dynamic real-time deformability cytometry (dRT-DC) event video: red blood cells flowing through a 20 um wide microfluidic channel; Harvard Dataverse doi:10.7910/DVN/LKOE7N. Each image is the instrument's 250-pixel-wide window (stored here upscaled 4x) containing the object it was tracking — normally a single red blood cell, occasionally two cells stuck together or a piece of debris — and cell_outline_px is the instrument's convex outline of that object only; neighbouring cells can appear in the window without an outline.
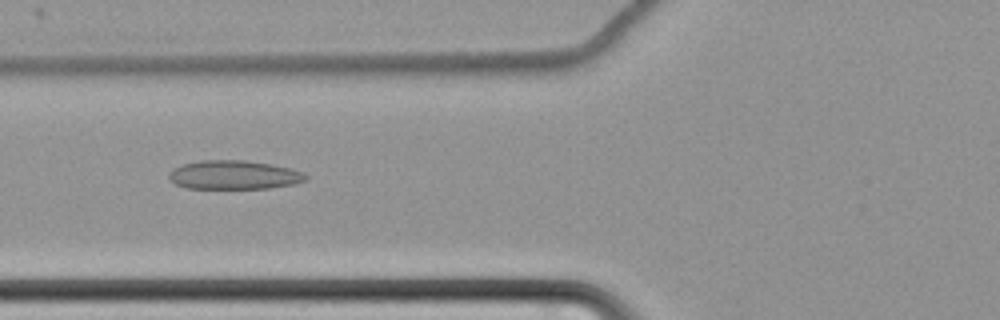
{"species": "common noctule bat (a hibernating species)", "species_latin": "Nyctalus noctula", "temperature_condition": "cold", "stored_images_in_passage": 63, "camera_frame_rate_fps": 3000, "um_per_image_px": 0.085, "animal": {"sex": "female", "body_mass_g": 22.7, "forearm_length_mm": 54.2}, "frame": {"image": 1, "passage_image": 27, "time_ms": 8.667, "image_size_px": [1000, 320], "cell_outline_px": [[308, 176], [304, 180], [296, 184], [268, 188], [184, 188], [176, 184], [168, 176], [172, 168], [184, 164], [200, 160], [244, 160], [272, 164], [292, 168], [304, 172]], "centroid_in_image_um": [19.91, 14.86], "position_along_channel_um": 105.9, "area_um2": 23.06}}
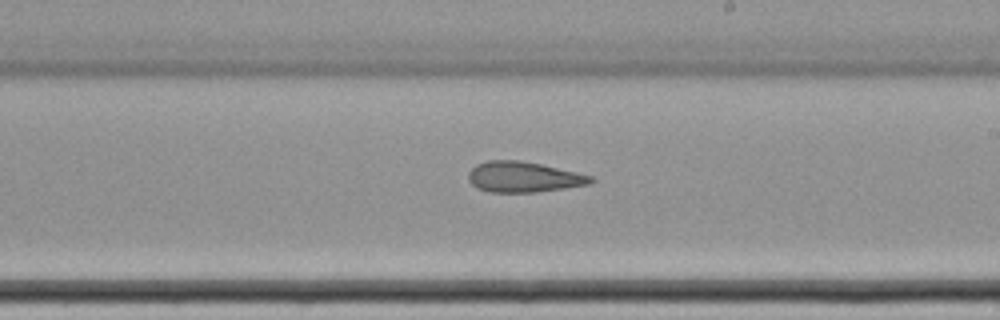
{"frame": {"image": 2, "passage_image": 39, "time_ms": 12.667, "image_size_px": [1000, 320], "cell_outline_px": [[596, 180], [588, 184], [564, 188], [536, 192], [488, 192], [476, 188], [468, 180], [468, 172], [476, 164], [488, 160], [520, 160], [540, 164], [576, 172], [592, 176]], "centroid_in_image_um": [44.46, 15.04], "position_along_channel_um": 244.5, "area_um2": 21.79}}
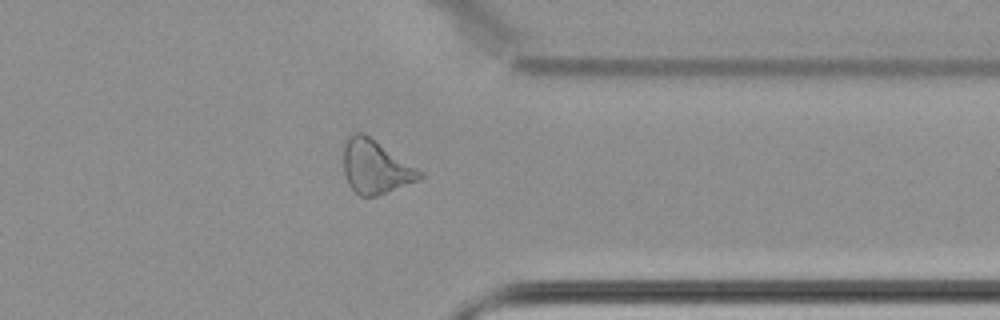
{"frame": {"image": 3, "passage_image": 51, "time_ms": 16.667, "image_size_px": [1000, 320], "cell_outline_px": [[424, 176], [420, 180], [376, 196], [360, 196], [348, 184], [344, 172], [344, 144], [348, 136], [356, 132], [364, 132], [424, 172]], "centroid_in_image_um": [31.93, 14.17], "position_along_channel_um": 379.5, "area_um2": 23.87}, "authors_computed_cell_mechanics": {"area_um2": 24.7962, "velocity_mm_per_s": 3.4653, "shape_relaxation_time_tau1_ms": null, "shape_relaxation_time_tau2_ms": 5.0731, "deformation_change_tau1": null, "deformation_change_tau2": 0.1399}}